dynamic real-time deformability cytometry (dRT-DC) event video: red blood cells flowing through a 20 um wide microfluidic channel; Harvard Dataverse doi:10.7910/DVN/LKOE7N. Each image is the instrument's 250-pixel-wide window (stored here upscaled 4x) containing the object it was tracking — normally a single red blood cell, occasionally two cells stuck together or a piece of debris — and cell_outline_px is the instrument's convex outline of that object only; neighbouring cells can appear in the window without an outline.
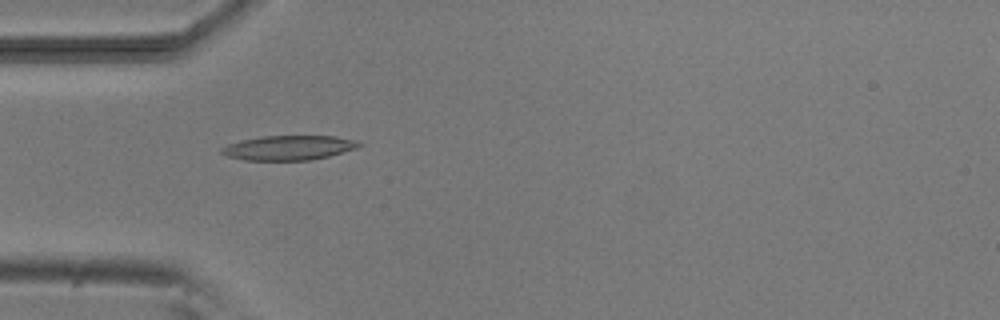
{"species": "common noctule bat (a hibernating species)", "species_latin": "Nyctalus noctula", "temperature_condition": "room temperature", "stored_images_in_passage": 6, "camera_frame_rate_fps": 3000, "um_per_image_px": 0.085, "animal": {"sex": "male", "body_mass_g": 20.5, "forearm_length_mm": 52.5}, "frame": {"image": 1, "passage_image": 5, "time_ms": 4.667, "image_size_px": [1000, 320], "cell_outline_px": [[364, 144], [356, 148], [328, 156], [312, 160], [244, 160], [228, 156], [220, 152], [220, 148], [228, 144], [260, 136], [336, 136], [356, 140]], "centroid_in_image_um": [24.55, 12.56], "position_along_channel_um": 60.4, "area_um2": 19.59}}
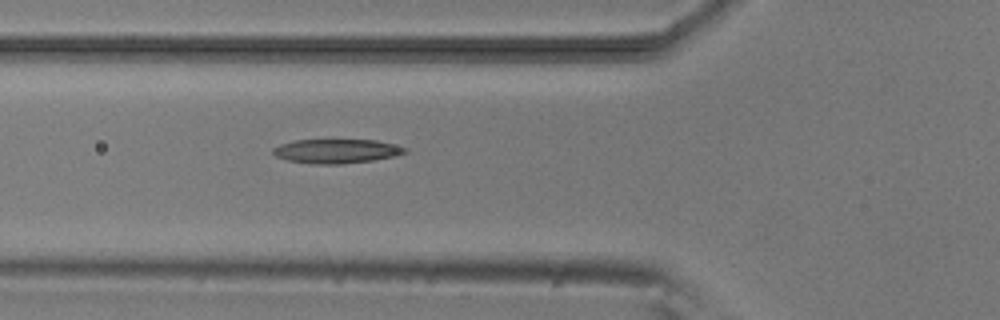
{"frame": {"image": 2, "passage_image": 6, "time_ms": 5.667, "image_size_px": [1000, 320], "cell_outline_px": [[408, 152], [392, 156], [372, 160], [340, 164], [312, 164], [288, 160], [276, 156], [272, 152], [272, 148], [280, 144], [296, 140], [376, 140], [408, 148]], "centroid_in_image_um": [28.58, 12.84], "position_along_channel_um": 97.2, "area_um2": 18.44}}